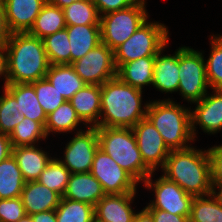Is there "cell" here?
I'll return each mask as SVG.
<instances>
[{
  "label": "cell",
  "mask_w": 222,
  "mask_h": 222,
  "mask_svg": "<svg viewBox=\"0 0 222 222\" xmlns=\"http://www.w3.org/2000/svg\"><path fill=\"white\" fill-rule=\"evenodd\" d=\"M101 85L86 84L69 100L87 127H97L101 114Z\"/></svg>",
  "instance_id": "e0dca14e"
},
{
  "label": "cell",
  "mask_w": 222,
  "mask_h": 222,
  "mask_svg": "<svg viewBox=\"0 0 222 222\" xmlns=\"http://www.w3.org/2000/svg\"><path fill=\"white\" fill-rule=\"evenodd\" d=\"M17 222H33L31 215H25L23 218L18 220Z\"/></svg>",
  "instance_id": "681fc988"
},
{
  "label": "cell",
  "mask_w": 222,
  "mask_h": 222,
  "mask_svg": "<svg viewBox=\"0 0 222 222\" xmlns=\"http://www.w3.org/2000/svg\"><path fill=\"white\" fill-rule=\"evenodd\" d=\"M148 17L146 4H134L100 16L101 42L114 50L129 39Z\"/></svg>",
  "instance_id": "52a82bcc"
},
{
  "label": "cell",
  "mask_w": 222,
  "mask_h": 222,
  "mask_svg": "<svg viewBox=\"0 0 222 222\" xmlns=\"http://www.w3.org/2000/svg\"><path fill=\"white\" fill-rule=\"evenodd\" d=\"M154 222H189V217L175 215L161 209H146Z\"/></svg>",
  "instance_id": "60d3db41"
},
{
  "label": "cell",
  "mask_w": 222,
  "mask_h": 222,
  "mask_svg": "<svg viewBox=\"0 0 222 222\" xmlns=\"http://www.w3.org/2000/svg\"><path fill=\"white\" fill-rule=\"evenodd\" d=\"M8 84L45 78L50 66L43 40L28 32L13 33L5 44Z\"/></svg>",
  "instance_id": "3957f363"
},
{
  "label": "cell",
  "mask_w": 222,
  "mask_h": 222,
  "mask_svg": "<svg viewBox=\"0 0 222 222\" xmlns=\"http://www.w3.org/2000/svg\"><path fill=\"white\" fill-rule=\"evenodd\" d=\"M33 222H57L55 210L31 215Z\"/></svg>",
  "instance_id": "ee69618b"
},
{
  "label": "cell",
  "mask_w": 222,
  "mask_h": 222,
  "mask_svg": "<svg viewBox=\"0 0 222 222\" xmlns=\"http://www.w3.org/2000/svg\"><path fill=\"white\" fill-rule=\"evenodd\" d=\"M132 222H154L151 214L143 208V210L136 212Z\"/></svg>",
  "instance_id": "bcb514c9"
},
{
  "label": "cell",
  "mask_w": 222,
  "mask_h": 222,
  "mask_svg": "<svg viewBox=\"0 0 222 222\" xmlns=\"http://www.w3.org/2000/svg\"><path fill=\"white\" fill-rule=\"evenodd\" d=\"M166 47L167 45L155 56L152 85L161 92H178L179 48L172 55H163Z\"/></svg>",
  "instance_id": "ac0fdd59"
},
{
  "label": "cell",
  "mask_w": 222,
  "mask_h": 222,
  "mask_svg": "<svg viewBox=\"0 0 222 222\" xmlns=\"http://www.w3.org/2000/svg\"><path fill=\"white\" fill-rule=\"evenodd\" d=\"M204 55L189 46L179 47V87L180 95L195 103L201 101L210 89L205 69Z\"/></svg>",
  "instance_id": "ba28073f"
},
{
  "label": "cell",
  "mask_w": 222,
  "mask_h": 222,
  "mask_svg": "<svg viewBox=\"0 0 222 222\" xmlns=\"http://www.w3.org/2000/svg\"><path fill=\"white\" fill-rule=\"evenodd\" d=\"M47 0H4L12 33L28 32Z\"/></svg>",
  "instance_id": "2e32d148"
},
{
  "label": "cell",
  "mask_w": 222,
  "mask_h": 222,
  "mask_svg": "<svg viewBox=\"0 0 222 222\" xmlns=\"http://www.w3.org/2000/svg\"><path fill=\"white\" fill-rule=\"evenodd\" d=\"M70 175L71 172L59 161V159L52 157L37 181L57 192L62 197L65 193Z\"/></svg>",
  "instance_id": "d6a6232c"
},
{
  "label": "cell",
  "mask_w": 222,
  "mask_h": 222,
  "mask_svg": "<svg viewBox=\"0 0 222 222\" xmlns=\"http://www.w3.org/2000/svg\"><path fill=\"white\" fill-rule=\"evenodd\" d=\"M211 51L205 61L206 78L211 89H222V35H211Z\"/></svg>",
  "instance_id": "e575fe53"
},
{
  "label": "cell",
  "mask_w": 222,
  "mask_h": 222,
  "mask_svg": "<svg viewBox=\"0 0 222 222\" xmlns=\"http://www.w3.org/2000/svg\"><path fill=\"white\" fill-rule=\"evenodd\" d=\"M66 26L63 10L47 2L36 17L28 33L43 39L57 31L65 29Z\"/></svg>",
  "instance_id": "484cf974"
},
{
  "label": "cell",
  "mask_w": 222,
  "mask_h": 222,
  "mask_svg": "<svg viewBox=\"0 0 222 222\" xmlns=\"http://www.w3.org/2000/svg\"><path fill=\"white\" fill-rule=\"evenodd\" d=\"M210 194L213 196L216 202L222 206V183H212Z\"/></svg>",
  "instance_id": "7dc6e473"
},
{
  "label": "cell",
  "mask_w": 222,
  "mask_h": 222,
  "mask_svg": "<svg viewBox=\"0 0 222 222\" xmlns=\"http://www.w3.org/2000/svg\"><path fill=\"white\" fill-rule=\"evenodd\" d=\"M50 65L70 64V42L67 29L42 39Z\"/></svg>",
  "instance_id": "4dcf8cb0"
},
{
  "label": "cell",
  "mask_w": 222,
  "mask_h": 222,
  "mask_svg": "<svg viewBox=\"0 0 222 222\" xmlns=\"http://www.w3.org/2000/svg\"><path fill=\"white\" fill-rule=\"evenodd\" d=\"M21 199L26 215L55 210L61 196L38 181L25 182Z\"/></svg>",
  "instance_id": "ffe728a7"
},
{
  "label": "cell",
  "mask_w": 222,
  "mask_h": 222,
  "mask_svg": "<svg viewBox=\"0 0 222 222\" xmlns=\"http://www.w3.org/2000/svg\"><path fill=\"white\" fill-rule=\"evenodd\" d=\"M169 31L163 23H143L129 39L113 50L116 69L141 57L156 56L169 41Z\"/></svg>",
  "instance_id": "8992f818"
},
{
  "label": "cell",
  "mask_w": 222,
  "mask_h": 222,
  "mask_svg": "<svg viewBox=\"0 0 222 222\" xmlns=\"http://www.w3.org/2000/svg\"><path fill=\"white\" fill-rule=\"evenodd\" d=\"M62 10L66 25H100V15L92 0L72 2Z\"/></svg>",
  "instance_id": "f546056e"
},
{
  "label": "cell",
  "mask_w": 222,
  "mask_h": 222,
  "mask_svg": "<svg viewBox=\"0 0 222 222\" xmlns=\"http://www.w3.org/2000/svg\"><path fill=\"white\" fill-rule=\"evenodd\" d=\"M189 222H222V206L211 194L194 197Z\"/></svg>",
  "instance_id": "836d02e7"
},
{
  "label": "cell",
  "mask_w": 222,
  "mask_h": 222,
  "mask_svg": "<svg viewBox=\"0 0 222 222\" xmlns=\"http://www.w3.org/2000/svg\"><path fill=\"white\" fill-rule=\"evenodd\" d=\"M46 78L67 101L86 85L71 64L50 65Z\"/></svg>",
  "instance_id": "d4e9b609"
},
{
  "label": "cell",
  "mask_w": 222,
  "mask_h": 222,
  "mask_svg": "<svg viewBox=\"0 0 222 222\" xmlns=\"http://www.w3.org/2000/svg\"><path fill=\"white\" fill-rule=\"evenodd\" d=\"M155 56L141 57L122 64L117 69V77L126 84L142 90L152 85Z\"/></svg>",
  "instance_id": "603a6c76"
},
{
  "label": "cell",
  "mask_w": 222,
  "mask_h": 222,
  "mask_svg": "<svg viewBox=\"0 0 222 222\" xmlns=\"http://www.w3.org/2000/svg\"><path fill=\"white\" fill-rule=\"evenodd\" d=\"M146 117L158 130L170 150L185 149L194 141L191 131V109L172 99L149 101Z\"/></svg>",
  "instance_id": "277c9868"
},
{
  "label": "cell",
  "mask_w": 222,
  "mask_h": 222,
  "mask_svg": "<svg viewBox=\"0 0 222 222\" xmlns=\"http://www.w3.org/2000/svg\"><path fill=\"white\" fill-rule=\"evenodd\" d=\"M30 84L34 87L38 102L46 115L55 111L66 101L46 77Z\"/></svg>",
  "instance_id": "8d00e7d4"
},
{
  "label": "cell",
  "mask_w": 222,
  "mask_h": 222,
  "mask_svg": "<svg viewBox=\"0 0 222 222\" xmlns=\"http://www.w3.org/2000/svg\"><path fill=\"white\" fill-rule=\"evenodd\" d=\"M25 181L16 159L11 155L0 162V199L21 197Z\"/></svg>",
  "instance_id": "4316f807"
},
{
  "label": "cell",
  "mask_w": 222,
  "mask_h": 222,
  "mask_svg": "<svg viewBox=\"0 0 222 222\" xmlns=\"http://www.w3.org/2000/svg\"><path fill=\"white\" fill-rule=\"evenodd\" d=\"M100 182L90 173H73L61 198L95 205L105 196Z\"/></svg>",
  "instance_id": "d6986e66"
},
{
  "label": "cell",
  "mask_w": 222,
  "mask_h": 222,
  "mask_svg": "<svg viewBox=\"0 0 222 222\" xmlns=\"http://www.w3.org/2000/svg\"><path fill=\"white\" fill-rule=\"evenodd\" d=\"M12 144L9 135L0 132V162L12 155Z\"/></svg>",
  "instance_id": "7bdbcfd3"
},
{
  "label": "cell",
  "mask_w": 222,
  "mask_h": 222,
  "mask_svg": "<svg viewBox=\"0 0 222 222\" xmlns=\"http://www.w3.org/2000/svg\"><path fill=\"white\" fill-rule=\"evenodd\" d=\"M80 123L83 122L78 117L71 102L66 100L55 111L47 115L44 129L48 137L51 132L67 133L75 131L78 129L77 126H80Z\"/></svg>",
  "instance_id": "83f0119b"
},
{
  "label": "cell",
  "mask_w": 222,
  "mask_h": 222,
  "mask_svg": "<svg viewBox=\"0 0 222 222\" xmlns=\"http://www.w3.org/2000/svg\"><path fill=\"white\" fill-rule=\"evenodd\" d=\"M3 94L0 96V132L10 135L24 116L17 108L15 97L6 88H3Z\"/></svg>",
  "instance_id": "d590c367"
},
{
  "label": "cell",
  "mask_w": 222,
  "mask_h": 222,
  "mask_svg": "<svg viewBox=\"0 0 222 222\" xmlns=\"http://www.w3.org/2000/svg\"><path fill=\"white\" fill-rule=\"evenodd\" d=\"M12 155L17 161L25 182L37 181L52 159L49 153L36 145L13 147Z\"/></svg>",
  "instance_id": "44dd1931"
},
{
  "label": "cell",
  "mask_w": 222,
  "mask_h": 222,
  "mask_svg": "<svg viewBox=\"0 0 222 222\" xmlns=\"http://www.w3.org/2000/svg\"><path fill=\"white\" fill-rule=\"evenodd\" d=\"M99 148L96 127L78 129L75 136L66 144L64 160L59 161L73 173H88L91 171L95 152Z\"/></svg>",
  "instance_id": "7c38bea8"
},
{
  "label": "cell",
  "mask_w": 222,
  "mask_h": 222,
  "mask_svg": "<svg viewBox=\"0 0 222 222\" xmlns=\"http://www.w3.org/2000/svg\"><path fill=\"white\" fill-rule=\"evenodd\" d=\"M131 129L136 138L144 165L151 172H155L159 167L163 169L171 150L166 146L153 123L146 117Z\"/></svg>",
  "instance_id": "4fadbf2b"
},
{
  "label": "cell",
  "mask_w": 222,
  "mask_h": 222,
  "mask_svg": "<svg viewBox=\"0 0 222 222\" xmlns=\"http://www.w3.org/2000/svg\"><path fill=\"white\" fill-rule=\"evenodd\" d=\"M136 192L105 195L94 207L95 220L99 222H132L136 214L131 203Z\"/></svg>",
  "instance_id": "9a60e30c"
},
{
  "label": "cell",
  "mask_w": 222,
  "mask_h": 222,
  "mask_svg": "<svg viewBox=\"0 0 222 222\" xmlns=\"http://www.w3.org/2000/svg\"><path fill=\"white\" fill-rule=\"evenodd\" d=\"M57 222H94V206L72 199L61 198L55 209Z\"/></svg>",
  "instance_id": "f1b7e54d"
},
{
  "label": "cell",
  "mask_w": 222,
  "mask_h": 222,
  "mask_svg": "<svg viewBox=\"0 0 222 222\" xmlns=\"http://www.w3.org/2000/svg\"><path fill=\"white\" fill-rule=\"evenodd\" d=\"M162 172L193 197L206 196L211 192V162L207 150L193 146L171 150Z\"/></svg>",
  "instance_id": "7a4b0ae2"
},
{
  "label": "cell",
  "mask_w": 222,
  "mask_h": 222,
  "mask_svg": "<svg viewBox=\"0 0 222 222\" xmlns=\"http://www.w3.org/2000/svg\"><path fill=\"white\" fill-rule=\"evenodd\" d=\"M99 148L108 154L138 183L152 173L145 165L131 128L96 127Z\"/></svg>",
  "instance_id": "5b68a950"
},
{
  "label": "cell",
  "mask_w": 222,
  "mask_h": 222,
  "mask_svg": "<svg viewBox=\"0 0 222 222\" xmlns=\"http://www.w3.org/2000/svg\"><path fill=\"white\" fill-rule=\"evenodd\" d=\"M70 42V64L84 57L101 42L100 25H67Z\"/></svg>",
  "instance_id": "7402d4cb"
},
{
  "label": "cell",
  "mask_w": 222,
  "mask_h": 222,
  "mask_svg": "<svg viewBox=\"0 0 222 222\" xmlns=\"http://www.w3.org/2000/svg\"><path fill=\"white\" fill-rule=\"evenodd\" d=\"M71 66L81 79L90 85H103L117 76L113 50L103 43L73 62Z\"/></svg>",
  "instance_id": "8fae6325"
},
{
  "label": "cell",
  "mask_w": 222,
  "mask_h": 222,
  "mask_svg": "<svg viewBox=\"0 0 222 222\" xmlns=\"http://www.w3.org/2000/svg\"><path fill=\"white\" fill-rule=\"evenodd\" d=\"M213 94L206 96L191 109V131L195 139L196 124L205 133L215 134L222 129V89H213ZM218 131V132H217Z\"/></svg>",
  "instance_id": "5bb4252c"
},
{
  "label": "cell",
  "mask_w": 222,
  "mask_h": 222,
  "mask_svg": "<svg viewBox=\"0 0 222 222\" xmlns=\"http://www.w3.org/2000/svg\"><path fill=\"white\" fill-rule=\"evenodd\" d=\"M12 34L7 22L4 0H0V46H5Z\"/></svg>",
  "instance_id": "b9f144b4"
},
{
  "label": "cell",
  "mask_w": 222,
  "mask_h": 222,
  "mask_svg": "<svg viewBox=\"0 0 222 222\" xmlns=\"http://www.w3.org/2000/svg\"><path fill=\"white\" fill-rule=\"evenodd\" d=\"M142 92L117 76L106 81L101 85V114L97 127L132 128L146 118L149 102L142 107Z\"/></svg>",
  "instance_id": "6da1fadb"
},
{
  "label": "cell",
  "mask_w": 222,
  "mask_h": 222,
  "mask_svg": "<svg viewBox=\"0 0 222 222\" xmlns=\"http://www.w3.org/2000/svg\"><path fill=\"white\" fill-rule=\"evenodd\" d=\"M25 215L21 197L0 199V222H17Z\"/></svg>",
  "instance_id": "74e56055"
},
{
  "label": "cell",
  "mask_w": 222,
  "mask_h": 222,
  "mask_svg": "<svg viewBox=\"0 0 222 222\" xmlns=\"http://www.w3.org/2000/svg\"><path fill=\"white\" fill-rule=\"evenodd\" d=\"M152 172L145 180L144 187L154 191L155 197L148 203L145 209H161L169 213L181 216H190L193 196L187 194L177 183L168 180L161 175L154 182Z\"/></svg>",
  "instance_id": "9c48e42d"
},
{
  "label": "cell",
  "mask_w": 222,
  "mask_h": 222,
  "mask_svg": "<svg viewBox=\"0 0 222 222\" xmlns=\"http://www.w3.org/2000/svg\"><path fill=\"white\" fill-rule=\"evenodd\" d=\"M5 88L15 97L17 108L24 117L45 126L47 115L39 104L34 87L30 83L8 84Z\"/></svg>",
  "instance_id": "cb8c5ba5"
},
{
  "label": "cell",
  "mask_w": 222,
  "mask_h": 222,
  "mask_svg": "<svg viewBox=\"0 0 222 222\" xmlns=\"http://www.w3.org/2000/svg\"><path fill=\"white\" fill-rule=\"evenodd\" d=\"M4 77V88L8 85V74H7V54L5 46H0V78Z\"/></svg>",
  "instance_id": "f6af8a7d"
},
{
  "label": "cell",
  "mask_w": 222,
  "mask_h": 222,
  "mask_svg": "<svg viewBox=\"0 0 222 222\" xmlns=\"http://www.w3.org/2000/svg\"><path fill=\"white\" fill-rule=\"evenodd\" d=\"M12 147L33 146L39 140L47 138L44 126L30 118L24 117L9 135Z\"/></svg>",
  "instance_id": "1f68e13d"
},
{
  "label": "cell",
  "mask_w": 222,
  "mask_h": 222,
  "mask_svg": "<svg viewBox=\"0 0 222 222\" xmlns=\"http://www.w3.org/2000/svg\"><path fill=\"white\" fill-rule=\"evenodd\" d=\"M100 16L117 10L126 9L134 4H146V0H92Z\"/></svg>",
  "instance_id": "f35d334b"
},
{
  "label": "cell",
  "mask_w": 222,
  "mask_h": 222,
  "mask_svg": "<svg viewBox=\"0 0 222 222\" xmlns=\"http://www.w3.org/2000/svg\"><path fill=\"white\" fill-rule=\"evenodd\" d=\"M211 162V182L222 183V145L207 149Z\"/></svg>",
  "instance_id": "ab89813d"
},
{
  "label": "cell",
  "mask_w": 222,
  "mask_h": 222,
  "mask_svg": "<svg viewBox=\"0 0 222 222\" xmlns=\"http://www.w3.org/2000/svg\"><path fill=\"white\" fill-rule=\"evenodd\" d=\"M78 1H82V0H47L49 4L58 6L61 9L70 5L72 2H78Z\"/></svg>",
  "instance_id": "c3c4849f"
},
{
  "label": "cell",
  "mask_w": 222,
  "mask_h": 222,
  "mask_svg": "<svg viewBox=\"0 0 222 222\" xmlns=\"http://www.w3.org/2000/svg\"><path fill=\"white\" fill-rule=\"evenodd\" d=\"M90 173L100 182L106 195L137 191L138 182L101 148L95 152Z\"/></svg>",
  "instance_id": "30bf717a"
}]
</instances>
